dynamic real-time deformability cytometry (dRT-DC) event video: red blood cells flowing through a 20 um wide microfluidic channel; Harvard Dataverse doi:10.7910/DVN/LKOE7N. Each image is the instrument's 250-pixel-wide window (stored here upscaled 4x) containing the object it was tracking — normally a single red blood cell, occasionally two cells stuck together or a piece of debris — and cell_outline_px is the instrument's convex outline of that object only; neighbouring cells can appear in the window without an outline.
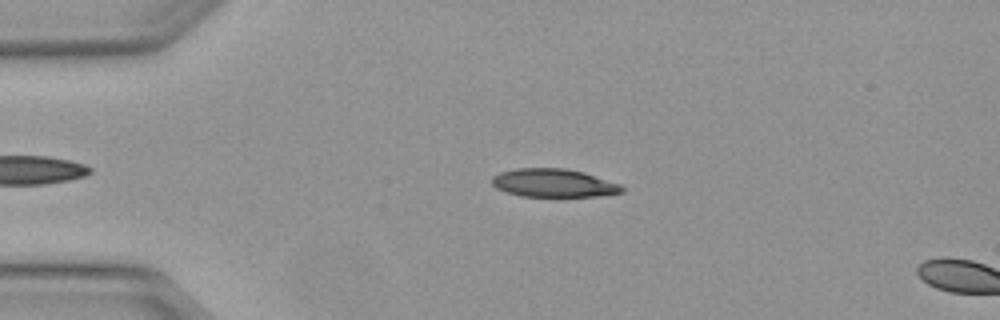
{"species": "Egyptian fruit bat (a non-hibernating species)", "species_latin": "Rousettus aegyptiacus", "temperature_condition": "warm", "stored_images_in_passage": 9, "camera_frame_rate_fps": 3000, "um_per_image_px": 0.085, "animal": {"sex": "female"}, "frame": {"image": 1, "passage_image": 6, "time_ms": 1.667, "image_size_px": [1000, 320], "cell_outline_px": [[624, 192], [596, 196], [520, 196], [496, 188], [492, 184], [492, 176], [500, 172], [516, 168], [564, 168], [584, 172], [620, 184], [624, 188]], "centroid_in_image_um": [47.05, 15.55], "position_along_channel_um": 38.0, "area_um2": 21.33}}